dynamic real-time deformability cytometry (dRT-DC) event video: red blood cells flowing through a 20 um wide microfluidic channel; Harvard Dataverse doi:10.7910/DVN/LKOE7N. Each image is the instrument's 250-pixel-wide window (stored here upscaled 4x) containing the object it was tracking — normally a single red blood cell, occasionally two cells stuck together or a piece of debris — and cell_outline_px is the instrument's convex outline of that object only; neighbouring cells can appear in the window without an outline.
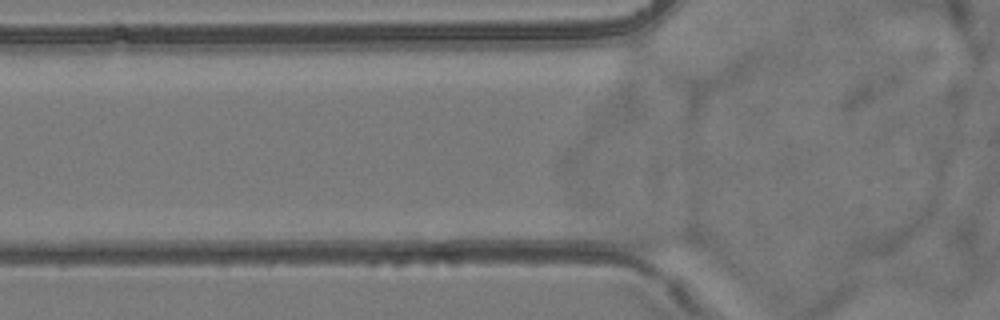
{"species": "common noctule bat (a hibernating species)", "species_latin": "Nyctalus noctula", "temperature_condition": "room temperature", "stored_images_in_passage": 4, "camera_frame_rate_fps": 3000, "um_per_image_px": 0.085, "animal": {"sex": "female", "body_mass_g": 24.6, "forearm_length_mm": 56.2}, "frame": {"image": 1, "passage_image": 4, "time_ms": 1.0, "image_size_px": [1000, 320], "cell_outline_px": [[704, 248], [652, 252], [648, 252], [632, 248], [628, 244], [620, 232], [624, 228], [628, 228], [692, 232], [700, 236], [704, 244]], "centroid_in_image_um": [56.21, 20.4], "position_along_channel_um": 69.6, "area_um2": 10.92}}